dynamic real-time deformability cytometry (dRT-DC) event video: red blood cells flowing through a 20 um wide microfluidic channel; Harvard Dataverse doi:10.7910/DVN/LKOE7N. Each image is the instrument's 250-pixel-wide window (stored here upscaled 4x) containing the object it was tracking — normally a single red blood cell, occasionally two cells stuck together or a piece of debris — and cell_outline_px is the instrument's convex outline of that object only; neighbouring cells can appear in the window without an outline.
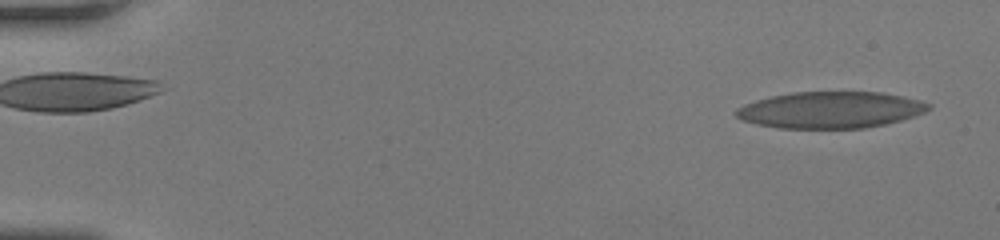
{"species": "human", "species_latin": "Homo sapiens", "temperature_condition": "room temperature", "stored_images_in_passage": 51, "camera_frame_rate_fps": 3000, "um_per_image_px": 0.085, "donor": {"sex": "female"}, "frame": {"image": 1, "passage_image": 2, "time_ms": 0.333, "image_size_px": [1000, 240], "cell_outline_px": [[932, 108], [924, 112], [900, 120], [884, 124], [864, 128], [780, 128], [756, 124], [740, 120], [736, 116], [736, 108], [744, 104], [756, 100], [772, 96], [792, 92], [884, 92], [904, 96], [920, 100], [932, 104]], "centroid_in_image_um": [70.59, 9.33], "position_along_channel_um": 14.4, "area_um2": 41.04}}
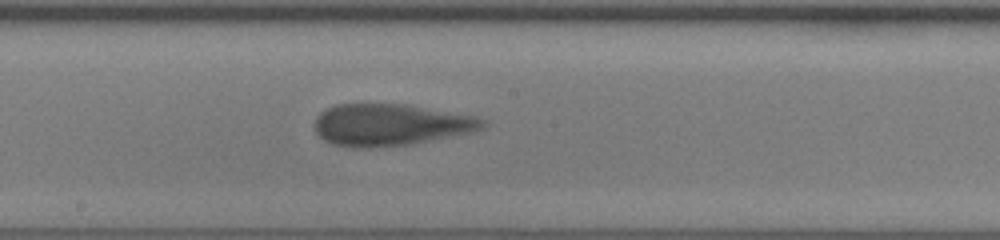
{"frame": {"image": 2, "passage_image": 29, "time_ms": 9.333, "image_size_px": [1000, 240], "cell_outline_px": [[488, 124], [484, 128], [468, 132], [412, 144], [364, 148], [360, 148], [332, 144], [324, 140], [316, 132], [316, 116], [320, 112], [336, 104], [404, 104], [472, 116], [484, 120]], "centroid_in_image_um": [33.14, 10.61], "position_along_channel_um": 215.1, "area_um2": 40.34}}
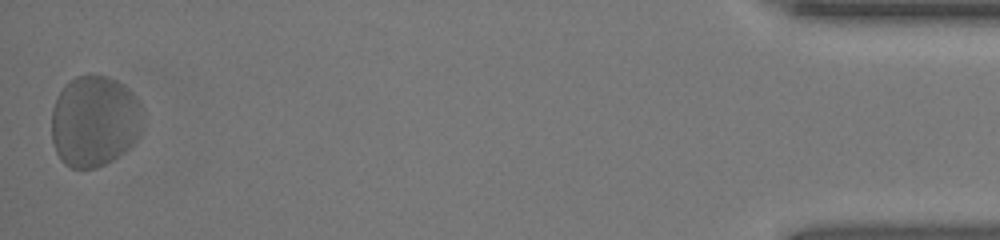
{"frame": {"image": 3, "passage_image": 51, "time_ms": 16.667, "image_size_px": [1000, 240], "cell_outline_px": [[140, 136], [124, 152], [112, 160], [96, 168], [72, 168], [64, 164], [60, 160], [56, 152], [52, 140], [52, 108], [56, 96], [64, 84], [68, 80], [76, 76], [104, 76], [116, 80], [132, 92], [136, 96], [140, 104]], "centroid_in_image_um": [7.99, 10.3], "position_along_channel_um": 427.2, "area_um2": 48.55}, "authors_computed_cell_mechanics": {"area_um2": 41.5582, "velocity_mm_per_s": 4.0602, "shape_relaxation_time_tau1_ms": 3.6924, "shape_relaxation_time_tau2_ms": 1.186, "deformation_change_tau1": 0.1242, "deformation_change_tau2": 0.0905}}